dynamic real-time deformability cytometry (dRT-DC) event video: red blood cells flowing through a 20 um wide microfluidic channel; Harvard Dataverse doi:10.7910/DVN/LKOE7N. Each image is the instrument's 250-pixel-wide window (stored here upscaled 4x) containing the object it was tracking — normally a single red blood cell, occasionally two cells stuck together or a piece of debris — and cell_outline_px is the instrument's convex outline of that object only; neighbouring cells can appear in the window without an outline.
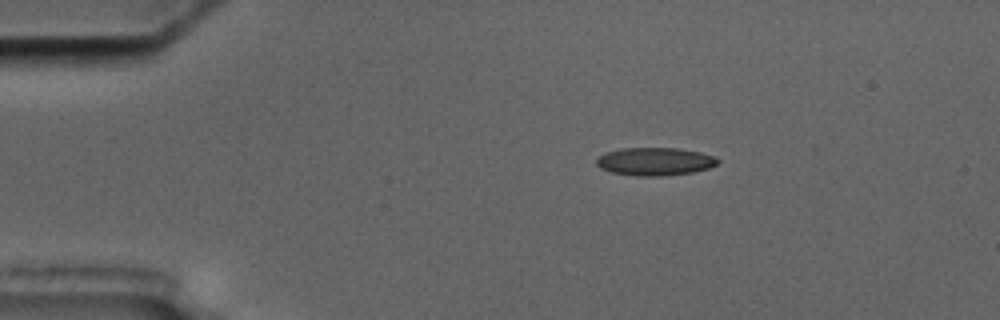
{"species": "common noctule bat (a hibernating species)", "species_latin": "Nyctalus noctula", "temperature_condition": "cold", "stored_images_in_passage": 2, "camera_frame_rate_fps": 3000, "um_per_image_px": 0.085, "animal": {"sex": "male", "body_mass_g": 17.5, "forearm_length_mm": 52.3}, "frame": {"image": 1, "passage_image": 1, "time_ms": 0.0, "image_size_px": [1000, 320], "cell_outline_px": [[720, 160], [716, 164], [708, 168], [692, 172], [660, 176], [636, 176], [612, 172], [600, 168], [596, 164], [596, 160], [604, 152], [620, 148], [680, 148], [700, 152], [716, 156]], "centroid_in_image_um": [55.66, 13.71], "position_along_channel_um": 29.3, "area_um2": 19.83}}